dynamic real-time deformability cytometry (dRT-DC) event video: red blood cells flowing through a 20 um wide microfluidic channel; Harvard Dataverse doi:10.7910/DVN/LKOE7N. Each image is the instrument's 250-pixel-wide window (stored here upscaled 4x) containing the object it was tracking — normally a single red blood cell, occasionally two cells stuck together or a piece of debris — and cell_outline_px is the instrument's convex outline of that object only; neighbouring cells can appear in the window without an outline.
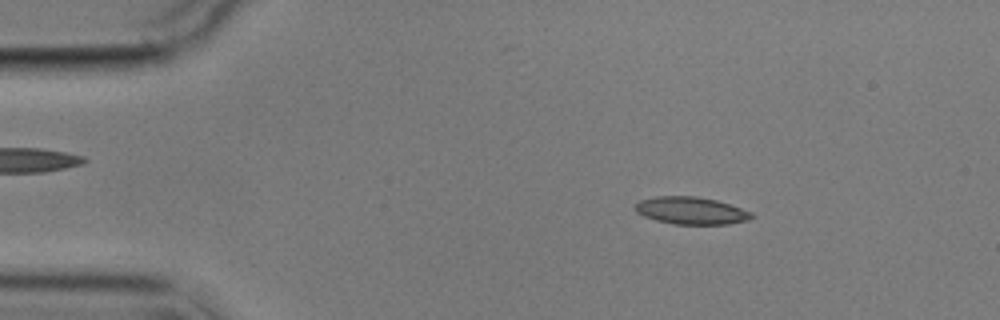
{"species": "common noctule bat (a hibernating species)", "species_latin": "Nyctalus noctula", "temperature_condition": "cold", "stored_images_in_passage": 5, "segment_of_instrument_passage": [1, 2], "camera_frame_rate_fps": 3000, "um_per_image_px": 0.085, "animal": {"sex": "male", "body_mass_g": 17.9}, "frame": {"image": 1, "passage_image": 2, "time_ms": 1.333, "image_size_px": [1000, 320], "cell_outline_px": [[756, 216], [748, 220], [728, 224], [672, 224], [656, 220], [644, 216], [636, 212], [636, 204], [640, 200], [656, 196], [696, 196], [716, 200], [752, 212]], "centroid_in_image_um": [58.75, 17.9], "position_along_channel_um": 26.2, "area_um2": 18.5}}